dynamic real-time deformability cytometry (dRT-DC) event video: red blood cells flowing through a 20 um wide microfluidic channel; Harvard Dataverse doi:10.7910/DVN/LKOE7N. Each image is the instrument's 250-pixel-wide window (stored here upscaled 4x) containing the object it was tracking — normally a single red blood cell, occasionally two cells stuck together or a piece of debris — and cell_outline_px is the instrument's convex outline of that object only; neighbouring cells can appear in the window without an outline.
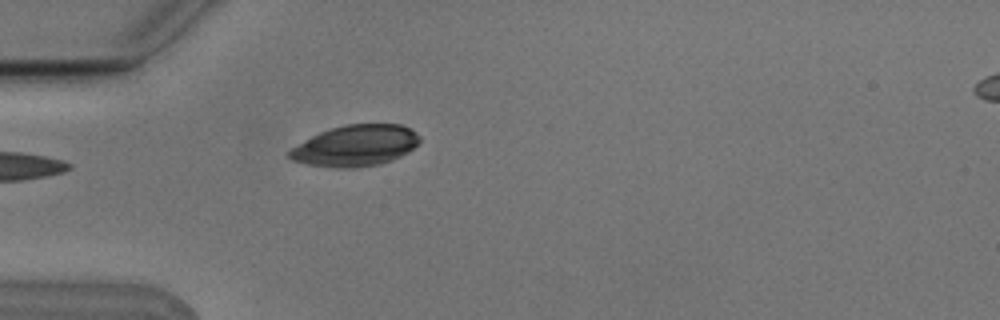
{"species": "Egyptian fruit bat (a non-hibernating species)", "species_latin": "Rousettus aegyptiacus", "temperature_condition": "cold", "stored_images_in_passage": 1, "camera_frame_rate_fps": 3000, "um_per_image_px": 0.085, "animal": {"sex": "male"}, "frame": {"image": 1, "passage_image": 1, "time_ms": 0.0, "image_size_px": [1000, 320], "cell_outline_px": [[420, 140], [408, 152], [392, 160], [380, 164], [356, 168], [332, 168], [308, 164], [292, 160], [288, 156], [288, 152], [292, 148], [312, 136], [320, 132], [332, 128], [348, 124], [400, 124], [416, 132], [420, 136]], "centroid_in_image_um": [30.22, 12.39], "position_along_channel_um": 54.8, "area_um2": 31.04}}